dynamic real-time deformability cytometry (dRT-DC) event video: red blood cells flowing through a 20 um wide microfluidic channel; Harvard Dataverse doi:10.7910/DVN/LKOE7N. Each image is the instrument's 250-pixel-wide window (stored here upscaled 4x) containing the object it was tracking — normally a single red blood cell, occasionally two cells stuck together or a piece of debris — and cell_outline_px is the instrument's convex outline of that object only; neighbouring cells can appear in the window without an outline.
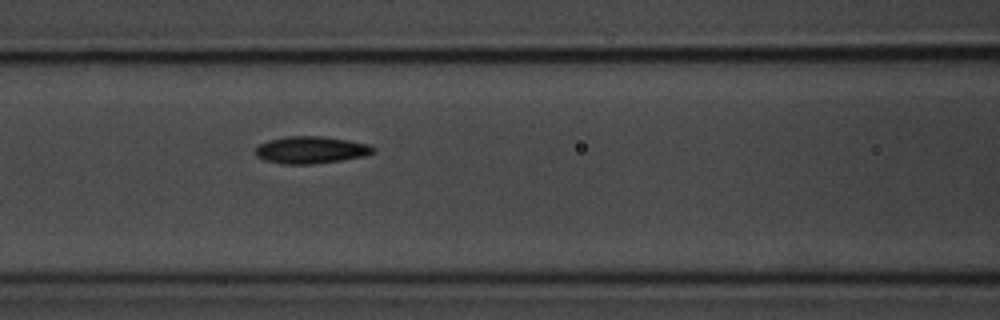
{"species": "common noctule bat (a hibernating species)", "species_latin": "Nyctalus noctula", "temperature_condition": "room temperature", "stored_images_in_passage": 7, "segment_of_instrument_passage": [1, 2], "camera_frame_rate_fps": 3000, "um_per_image_px": 0.085, "animal": {"sex": "male", "body_mass_g": 20.1, "forearm_length_mm": 53.5}, "frame": {"image": 1, "passage_image": 6, "time_ms": 7.0, "image_size_px": [1000, 320], "cell_outline_px": [[376, 152], [364, 156], [340, 160], [312, 164], [284, 164], [264, 160], [256, 156], [252, 152], [260, 144], [268, 140], [284, 136], [324, 136], [348, 140], [368, 144], [376, 148]], "centroid_in_image_um": [26.41, 12.74], "position_along_channel_um": 140.2, "area_um2": 18.79}}